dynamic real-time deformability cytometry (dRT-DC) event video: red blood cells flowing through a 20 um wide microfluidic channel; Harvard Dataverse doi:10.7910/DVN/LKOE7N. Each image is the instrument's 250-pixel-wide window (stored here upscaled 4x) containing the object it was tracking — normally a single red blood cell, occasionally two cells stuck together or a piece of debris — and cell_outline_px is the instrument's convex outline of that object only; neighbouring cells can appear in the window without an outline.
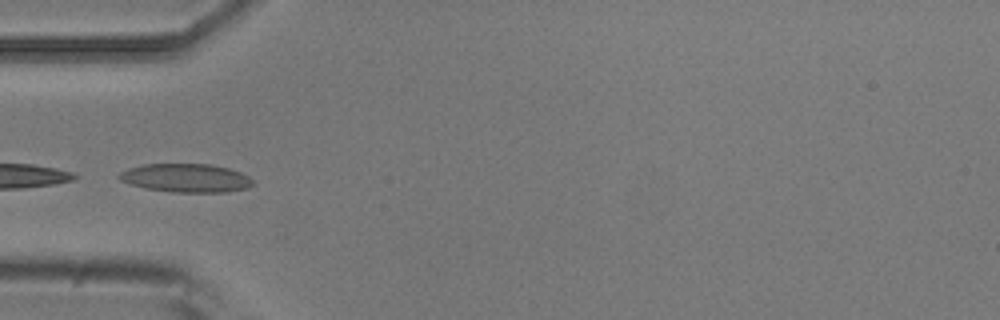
{"species": "common noctule bat (a hibernating species)", "species_latin": "Nyctalus noctula", "temperature_condition": "room temperature", "stored_images_in_passage": 7, "camera_frame_rate_fps": 3000, "um_per_image_px": 0.085, "animal": {"sex": "male", "body_mass_g": 20.5, "forearm_length_mm": 52.5}, "frame": {"image": 1, "passage_image": 1, "time_ms": 0.0, "image_size_px": [1000, 320], "cell_outline_px": [[256, 184], [248, 188], [228, 192], [172, 192], [148, 188], [132, 184], [120, 180], [116, 176], [120, 172], [128, 168], [144, 164], [212, 164], [228, 168], [240, 172], [248, 176]], "centroid_in_image_um": [15.84, 15.12], "position_along_channel_um": 69.2, "area_um2": 22.25}}